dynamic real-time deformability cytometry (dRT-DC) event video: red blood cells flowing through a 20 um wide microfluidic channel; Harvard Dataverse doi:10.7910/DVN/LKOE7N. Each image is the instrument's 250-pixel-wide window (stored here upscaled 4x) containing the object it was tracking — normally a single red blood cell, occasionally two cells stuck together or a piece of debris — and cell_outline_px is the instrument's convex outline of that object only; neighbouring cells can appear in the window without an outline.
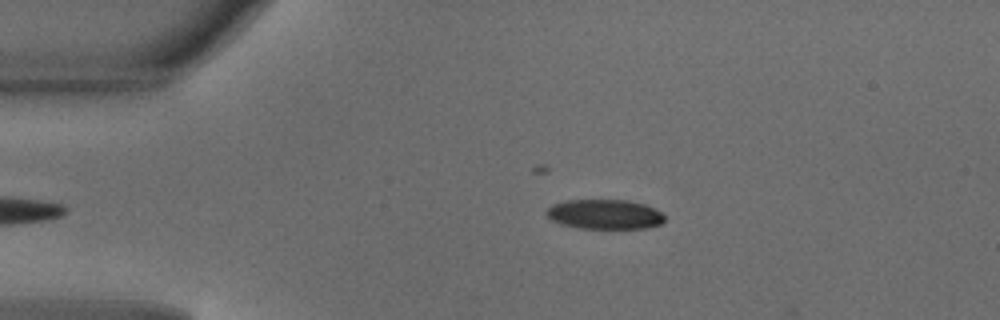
{"species": "common noctule bat (a hibernating species)", "species_latin": "Nyctalus noctula", "temperature_condition": "warm", "stored_images_in_passage": 18, "camera_frame_rate_fps": 3000, "um_per_image_px": 0.085, "animal": {"sex": "male", "body_mass_g": 18.8}, "frame": {"image": 1, "passage_image": 3, "time_ms": 0.667, "image_size_px": [1000, 320], "cell_outline_px": [[664, 220], [660, 224], [648, 228], [580, 228], [560, 224], [552, 220], [544, 212], [552, 204], [568, 200], [628, 200], [644, 204], [660, 212], [664, 216]], "centroid_in_image_um": [51.37, 18.21], "position_along_channel_um": 33.6, "area_um2": 20.35}}
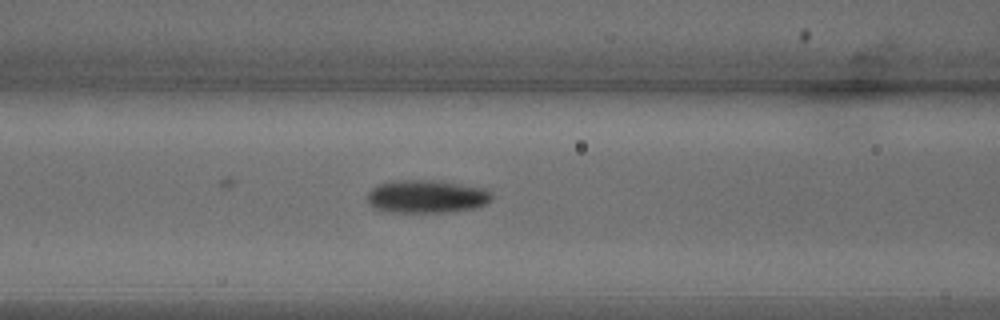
{"frame": {"image": 2, "passage_image": 13, "time_ms": 4.0, "image_size_px": [1000, 320], "cell_outline_px": [[492, 200], [484, 204], [472, 208], [440, 212], [396, 212], [376, 208], [368, 204], [368, 192], [376, 184], [392, 180], [424, 180], [480, 188], [492, 192]], "centroid_in_image_um": [36.18, 16.7], "position_along_channel_um": 130.4, "area_um2": 23.29}}
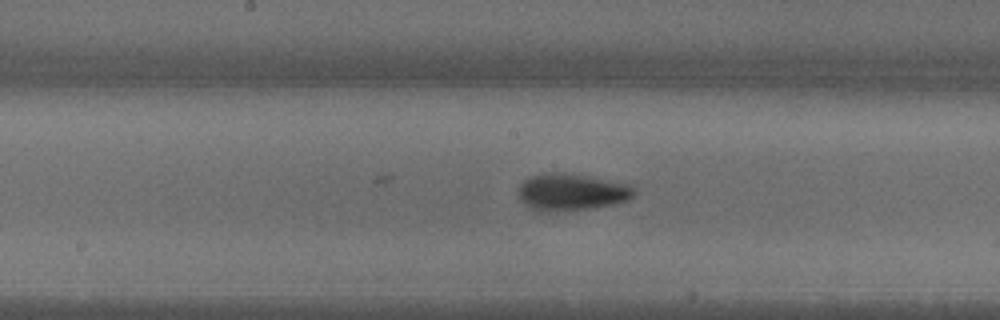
{"frame": {"image": 3, "passage_image": 18, "time_ms": 5.667, "image_size_px": [1000, 320], "cell_outline_px": [[636, 192], [628, 200], [616, 204], [592, 208], [556, 212], [540, 212], [528, 208], [520, 200], [516, 192], [520, 184], [528, 176], [540, 172], [564, 172], [588, 176], [632, 184]], "centroid_in_image_um": [48.53, 16.32], "position_along_channel_um": 199.7, "area_um2": 25.78}}